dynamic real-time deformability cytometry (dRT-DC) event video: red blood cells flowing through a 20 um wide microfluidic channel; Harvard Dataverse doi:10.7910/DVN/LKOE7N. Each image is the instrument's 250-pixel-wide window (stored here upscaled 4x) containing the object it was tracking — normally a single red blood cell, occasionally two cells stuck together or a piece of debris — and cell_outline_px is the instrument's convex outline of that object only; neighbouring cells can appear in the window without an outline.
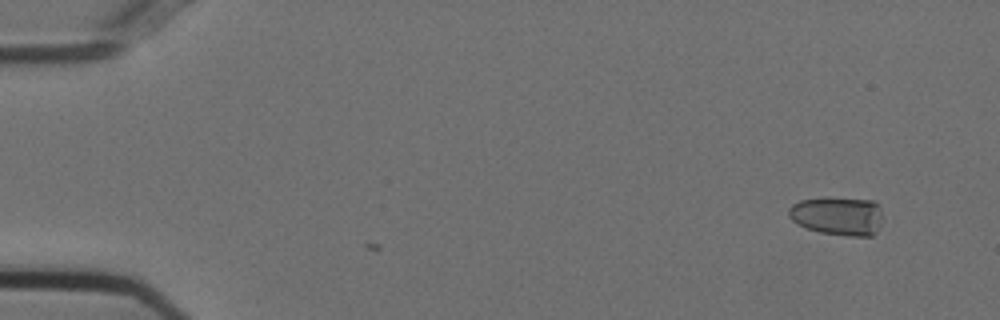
{"species": "Egyptian fruit bat (a non-hibernating species)", "species_latin": "Rousettus aegyptiacus", "temperature_condition": "cold", "stored_images_in_passage": 2, "camera_frame_rate_fps": 3000, "um_per_image_px": 0.085, "animal": {"sex": "female"}, "frame": {"image": 1, "passage_image": 2, "time_ms": 0.333, "image_size_px": [1000, 320], "cell_outline_px": [[880, 224], [876, 232], [872, 236], [848, 236], [820, 232], [796, 224], [788, 216], [788, 208], [792, 204], [800, 200], [824, 196], [876, 200], [880, 204]], "centroid_in_image_um": [71.19, 18.32], "position_along_channel_um": 13.8, "area_um2": 21.68}}